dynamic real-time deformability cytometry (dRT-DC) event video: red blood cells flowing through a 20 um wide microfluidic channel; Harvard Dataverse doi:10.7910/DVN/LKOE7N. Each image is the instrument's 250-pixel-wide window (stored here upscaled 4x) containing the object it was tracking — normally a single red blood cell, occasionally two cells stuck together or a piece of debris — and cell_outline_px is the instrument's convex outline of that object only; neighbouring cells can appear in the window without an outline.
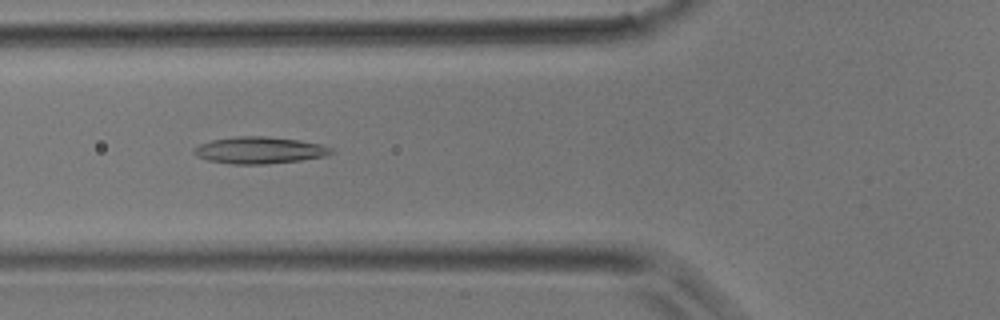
{"species": "common noctule bat (a hibernating species)", "species_latin": "Nyctalus noctula", "temperature_condition": "room temperature", "stored_images_in_passage": 40, "camera_frame_rate_fps": 3000, "um_per_image_px": 0.085, "animal": {"sex": "male", "body_mass_g": 17.9}, "frame": {"image": 1, "passage_image": 15, "time_ms": 4.667, "image_size_px": [1000, 320], "cell_outline_px": [[332, 152], [324, 156], [300, 160], [268, 164], [232, 164], [208, 160], [196, 156], [192, 152], [200, 144], [212, 140], [236, 136], [268, 136], [300, 140], [320, 144], [332, 148]], "centroid_in_image_um": [22.04, 12.76], "position_along_channel_um": 103.8, "area_um2": 21.33}}
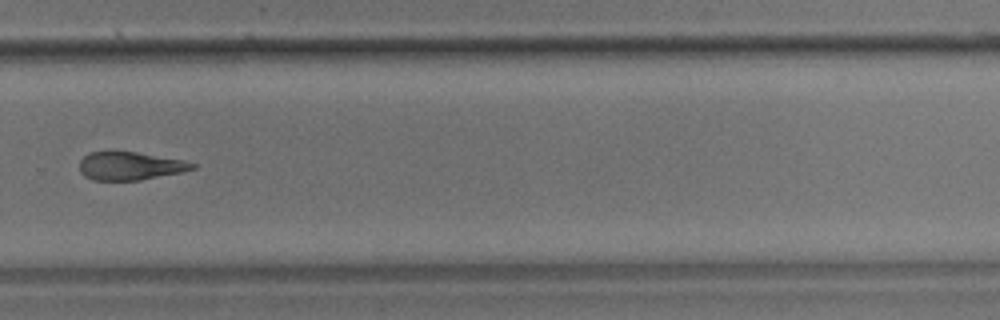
{"frame": {"image": 2, "passage_image": 28, "time_ms": 9.0, "image_size_px": [1000, 320], "cell_outline_px": [[196, 168], [180, 172], [140, 180], [92, 180], [84, 176], [80, 172], [80, 160], [88, 152], [136, 152], [184, 160], [196, 164]], "centroid_in_image_um": [11.04, 14.11], "position_along_channel_um": 318.8, "area_um2": 18.38}}
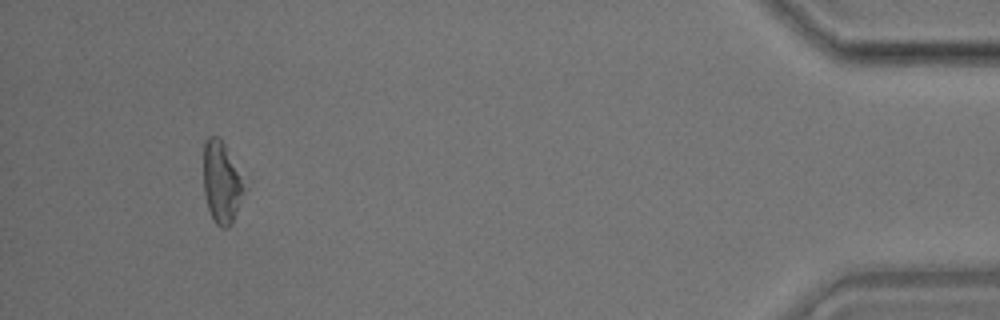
{"frame": {"image": 3, "passage_image": 38, "time_ms": 12.333, "image_size_px": [1000, 320], "cell_outline_px": [[244, 184], [232, 224], [228, 228], [220, 228], [212, 220], [208, 208], [204, 192], [204, 140], [208, 136], [220, 136], [244, 180]], "centroid_in_image_um": [18.8, 15.48], "position_along_channel_um": 416.4, "area_um2": 19.13}}